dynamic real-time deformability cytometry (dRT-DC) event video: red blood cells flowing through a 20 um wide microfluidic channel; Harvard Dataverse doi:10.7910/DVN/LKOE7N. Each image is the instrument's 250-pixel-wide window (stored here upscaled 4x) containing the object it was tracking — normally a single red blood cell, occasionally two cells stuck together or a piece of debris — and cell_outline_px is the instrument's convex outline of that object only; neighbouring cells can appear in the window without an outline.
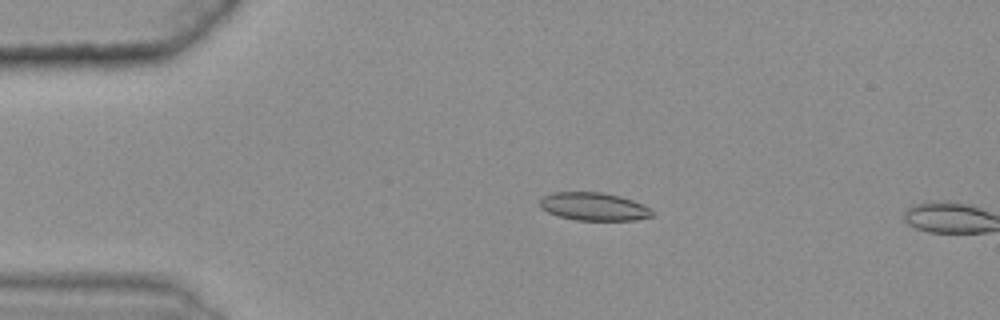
{"species": "common noctule bat (a hibernating species)", "species_latin": "Nyctalus noctula", "temperature_condition": "warm", "stored_images_in_passage": 15, "camera_frame_rate_fps": 3000, "um_per_image_px": 0.085, "animal": {"sex": "female", "body_mass_g": 25.1}, "frame": {"image": 1, "passage_image": 13, "time_ms": 4.0, "image_size_px": [1000, 320], "cell_outline_px": [[652, 216], [636, 220], [576, 220], [560, 216], [548, 212], [540, 208], [540, 200], [544, 196], [552, 192], [604, 192], [620, 196], [632, 200], [648, 208], [652, 212]], "centroid_in_image_um": [50.44, 17.55], "position_along_channel_um": 34.6, "area_um2": 18.15}}